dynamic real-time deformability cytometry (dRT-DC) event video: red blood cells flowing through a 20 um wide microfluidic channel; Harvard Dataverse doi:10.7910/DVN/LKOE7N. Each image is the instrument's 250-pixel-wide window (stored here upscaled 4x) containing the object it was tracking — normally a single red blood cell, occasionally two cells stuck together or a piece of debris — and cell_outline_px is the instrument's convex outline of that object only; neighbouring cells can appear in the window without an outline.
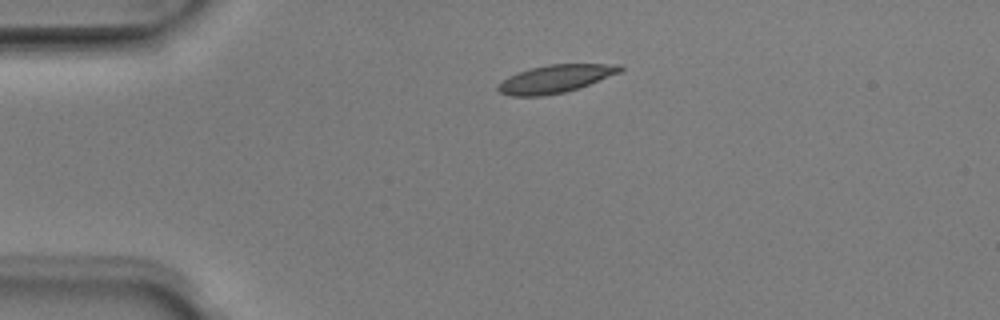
{"species": "Egyptian fruit bat (a non-hibernating species)", "species_latin": "Rousettus aegyptiacus", "temperature_condition": "room temperature", "stored_images_in_passage": 40, "camera_frame_rate_fps": 3000, "um_per_image_px": 0.085, "animal": {"sex": "male"}, "frame": {"image": 1, "passage_image": 1, "time_ms": 0.0, "image_size_px": [1000, 320], "cell_outline_px": [[624, 68], [620, 72], [588, 84], [564, 92], [544, 96], [512, 96], [500, 92], [496, 88], [508, 76], [516, 72], [548, 64], [624, 64]], "centroid_in_image_um": [47.21, 6.69], "position_along_channel_um": 37.8, "area_um2": 19.59}}
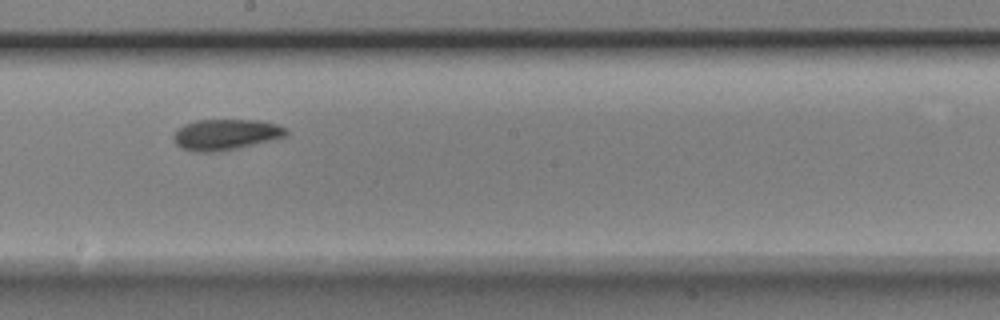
{"frame": {"image": 2, "passage_image": 18, "time_ms": 5.667, "image_size_px": [1000, 320], "cell_outline_px": [[288, 136], [280, 140], [216, 152], [196, 152], [180, 148], [176, 144], [172, 136], [176, 128], [184, 124], [196, 120], [260, 120], [276, 124], [288, 128]], "centroid_in_image_um": [19.24, 11.44], "position_along_channel_um": 229.0, "area_um2": 20.87}}
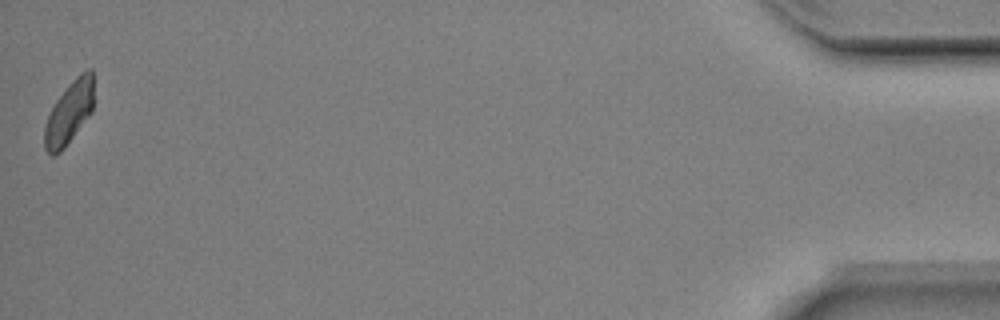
{"frame": {"image": 3, "passage_image": 40, "time_ms": 13.0, "image_size_px": [1000, 320], "cell_outline_px": [[92, 112], [64, 148], [60, 152], [52, 156], [44, 148], [44, 128], [48, 116], [56, 100], [72, 80], [80, 72], [88, 68], [92, 68]], "centroid_in_image_um": [5.87, 9.58], "position_along_channel_um": 429.3, "area_um2": 17.74}, "authors_computed_cell_mechanics": {"area_um2": 19.652, "velocity_mm_per_s": 4.0141, "shape_relaxation_time_tau1_ms": 8.9608, "shape_relaxation_time_tau2_ms": null, "deformation_change_tau1": 0.1934, "deformation_change_tau2": null}}